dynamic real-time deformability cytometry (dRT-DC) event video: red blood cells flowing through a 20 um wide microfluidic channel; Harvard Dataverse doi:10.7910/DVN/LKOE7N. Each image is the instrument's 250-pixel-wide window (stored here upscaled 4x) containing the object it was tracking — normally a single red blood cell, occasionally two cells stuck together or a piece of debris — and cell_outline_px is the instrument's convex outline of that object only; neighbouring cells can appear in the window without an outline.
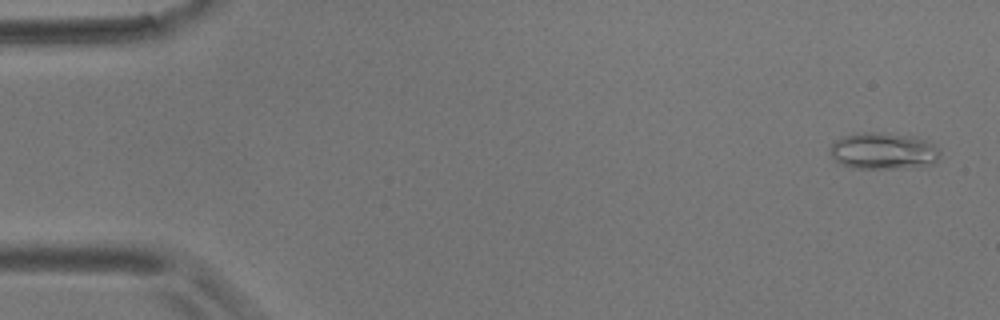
{"species": "common noctule bat (a hibernating species)", "species_latin": "Nyctalus noctula", "temperature_condition": "room temperature", "stored_images_in_passage": 4, "camera_frame_rate_fps": 3000, "um_per_image_px": 0.085, "animal": {"sex": "male", "body_mass_g": 17.9}, "frame": {"image": 1, "passage_image": 1, "time_ms": 0.0, "image_size_px": [1000, 320], "cell_outline_px": [[940, 156], [936, 164], [892, 168], [852, 168], [840, 164], [828, 152], [832, 144], [836, 140], [844, 136], [864, 132], [872, 132], [916, 136], [928, 140], [940, 152]], "centroid_in_image_um": [75.09, 12.83], "position_along_channel_um": 9.9, "area_um2": 23.47}}